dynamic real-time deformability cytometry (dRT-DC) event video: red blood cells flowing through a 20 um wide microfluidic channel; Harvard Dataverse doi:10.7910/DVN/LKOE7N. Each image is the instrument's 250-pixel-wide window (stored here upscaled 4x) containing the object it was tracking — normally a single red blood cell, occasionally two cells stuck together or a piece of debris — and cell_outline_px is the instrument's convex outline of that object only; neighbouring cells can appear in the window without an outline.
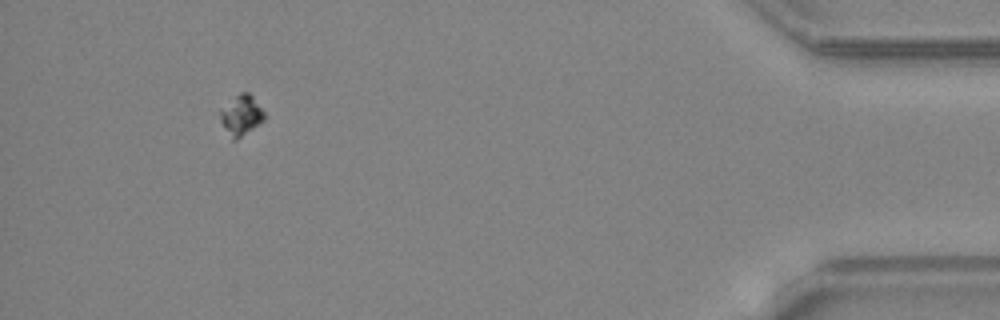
{"species": "common noctule bat (a hibernating species)", "species_latin": "Nyctalus noctula", "temperature_condition": "warm", "stored_images_in_passage": 33, "camera_frame_rate_fps": 3000, "um_per_image_px": 0.085, "animal": {"sex": "female", "body_mass_g": 24.6, "forearm_length_mm": 56.2}, "frame": {"image": 1, "passage_image": 30, "time_ms": 9.667, "image_size_px": [1000, 320], "cell_outline_px": [[264, 120], [236, 140], [232, 140], [224, 128], [220, 120], [220, 108], [240, 92], [248, 92], [252, 96], [264, 112]], "centroid_in_image_um": [20.47, 9.79], "position_along_channel_um": 414.7, "area_um2": 10.17}}